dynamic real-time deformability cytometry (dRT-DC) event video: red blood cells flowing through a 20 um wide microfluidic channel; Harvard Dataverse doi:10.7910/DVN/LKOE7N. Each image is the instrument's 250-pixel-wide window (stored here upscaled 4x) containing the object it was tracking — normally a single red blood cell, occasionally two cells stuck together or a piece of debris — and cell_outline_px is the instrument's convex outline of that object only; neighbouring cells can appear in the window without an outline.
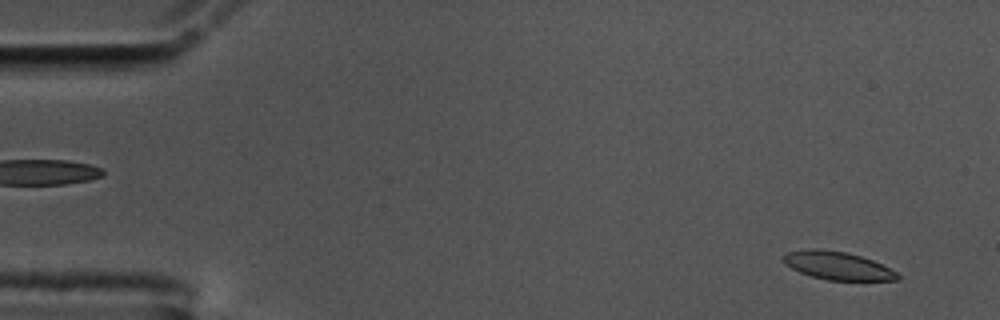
{"species": "common noctule bat (a hibernating species)", "species_latin": "Nyctalus noctula", "temperature_condition": "cold", "stored_images_in_passage": 56, "camera_frame_rate_fps": 3000, "um_per_image_px": 0.085, "animal": {"sex": "male", "body_mass_g": 17.5, "forearm_length_mm": 52.3}, "frame": {"image": 1, "passage_image": 3, "time_ms": 0.667, "image_size_px": [1000, 320], "cell_outline_px": [[900, 280], [828, 280], [812, 276], [800, 272], [784, 264], [784, 256], [788, 252], [808, 248], [820, 248], [848, 252], [872, 260], [896, 272], [900, 276]], "centroid_in_image_um": [71.18, 22.57], "position_along_channel_um": 13.8, "area_um2": 18.55}}
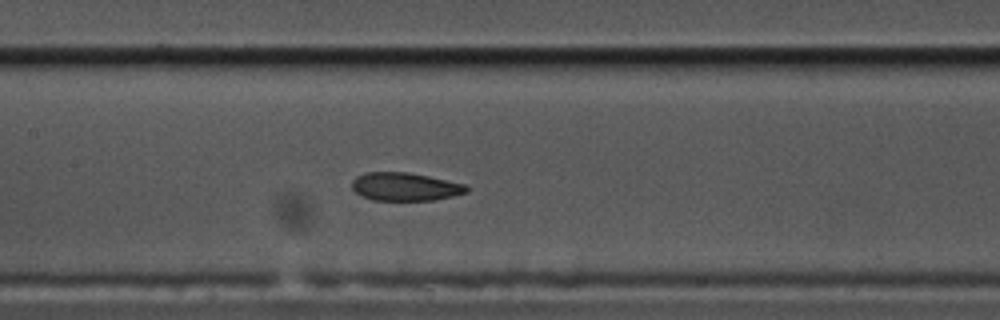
{"frame": {"image": 2, "passage_image": 26, "time_ms": 8.333, "image_size_px": [1000, 320], "cell_outline_px": [[468, 192], [436, 200], [372, 200], [360, 196], [352, 188], [352, 180], [356, 176], [368, 172], [408, 172], [428, 176], [464, 184], [468, 188]], "centroid_in_image_um": [34.4, 15.87], "position_along_channel_um": 173.0, "area_um2": 18.79}}
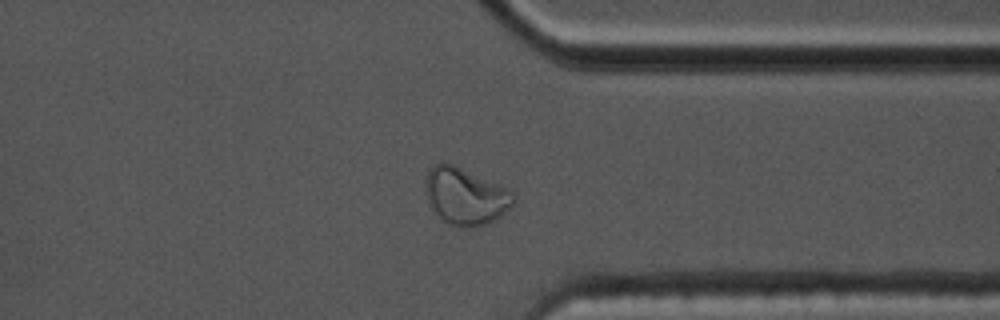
{"frame": {"image": 3, "passage_image": 43, "time_ms": 14.0, "image_size_px": [1000, 320], "cell_outline_px": [[516, 200], [496, 220], [484, 224], [468, 228], [460, 228], [448, 224], [440, 220], [432, 212], [424, 192], [428, 172], [436, 164], [452, 164], [508, 188], [516, 196]], "centroid_in_image_um": [39.54, 16.73], "position_along_channel_um": 371.9, "area_um2": 29.25}, "authors_computed_cell_mechanics": {"area_um2": 20.0277, "velocity_mm_per_s": 3.5473, "shape_relaxation_time_tau1_ms": null, "shape_relaxation_time_tau2_ms": 1.9305, "deformation_change_tau1": null, "deformation_change_tau2": 0.0739}}